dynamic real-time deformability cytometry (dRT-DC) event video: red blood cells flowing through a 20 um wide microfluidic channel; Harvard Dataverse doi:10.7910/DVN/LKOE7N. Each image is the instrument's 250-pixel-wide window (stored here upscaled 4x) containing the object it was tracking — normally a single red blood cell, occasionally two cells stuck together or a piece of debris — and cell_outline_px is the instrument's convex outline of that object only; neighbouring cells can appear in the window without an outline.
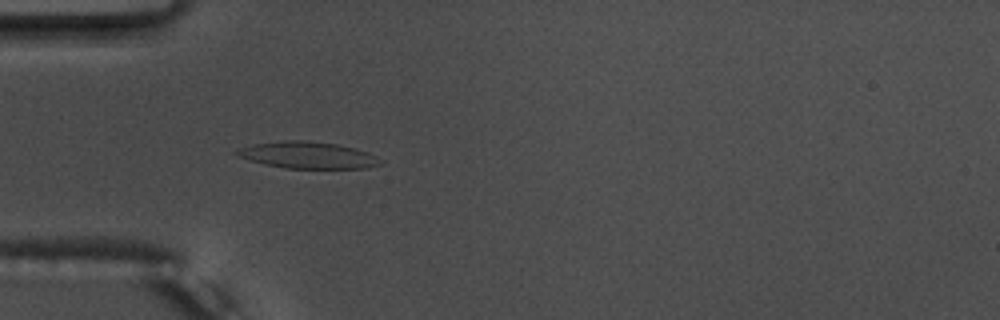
{"species": "common noctule bat (a hibernating species)", "species_latin": "Nyctalus noctula", "temperature_condition": "warm", "stored_images_in_passage": 53, "camera_frame_rate_fps": 3000, "um_per_image_px": 0.085, "animal": {"sex": "male", "body_mass_g": 17.5, "forearm_length_mm": 52.3}, "frame": {"image": 1, "passage_image": 16, "time_ms": 5.0, "image_size_px": [1000, 320], "cell_outline_px": [[384, 160], [380, 164], [368, 168], [284, 168], [264, 164], [236, 156], [232, 152], [240, 148], [252, 144], [284, 140], [308, 140], [336, 144], [356, 148], [368, 152]], "centroid_in_image_um": [26.16, 13.18], "position_along_channel_um": 58.8, "area_um2": 22.54}}
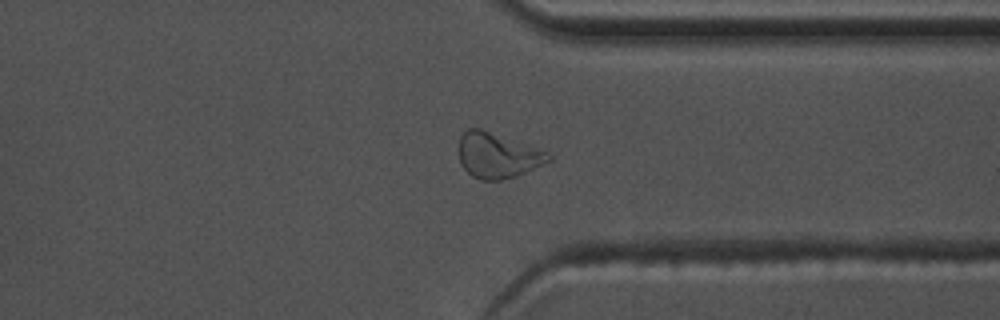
{"frame": {"image": 2, "passage_image": 41, "time_ms": 13.333, "image_size_px": [1000, 320], "cell_outline_px": [[552, 160], [516, 176], [500, 180], [480, 180], [472, 176], [460, 164], [460, 136], [468, 128], [480, 128], [548, 152], [552, 156]], "centroid_in_image_um": [42.29, 13.22], "position_along_channel_um": 369.1, "area_um2": 23.35}}
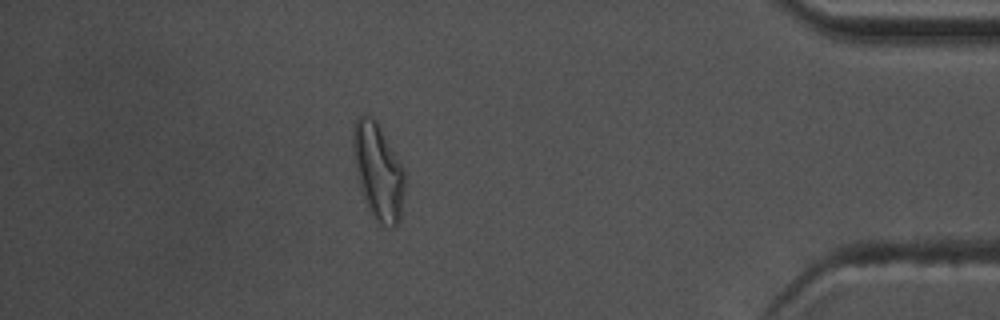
{"frame": {"image": 3, "passage_image": 47, "time_ms": 15.333, "image_size_px": [1000, 320], "cell_outline_px": [[404, 192], [400, 220], [392, 228], [388, 228], [376, 224], [368, 208], [360, 188], [352, 148], [352, 128], [356, 120], [360, 116], [372, 116], [376, 120], [404, 168]], "centroid_in_image_um": [32.14, 14.61], "position_along_channel_um": 403.1, "area_um2": 29.13}, "authors_computed_cell_mechanics": {"area_um2": 21.6172, "velocity_mm_per_s": 3.7886, "shape_relaxation_time_tau1_ms": 11.2499, "shape_relaxation_time_tau2_ms": 2.3077, "deformation_change_tau1": 0.2941, "deformation_change_tau2": 0.1008}}